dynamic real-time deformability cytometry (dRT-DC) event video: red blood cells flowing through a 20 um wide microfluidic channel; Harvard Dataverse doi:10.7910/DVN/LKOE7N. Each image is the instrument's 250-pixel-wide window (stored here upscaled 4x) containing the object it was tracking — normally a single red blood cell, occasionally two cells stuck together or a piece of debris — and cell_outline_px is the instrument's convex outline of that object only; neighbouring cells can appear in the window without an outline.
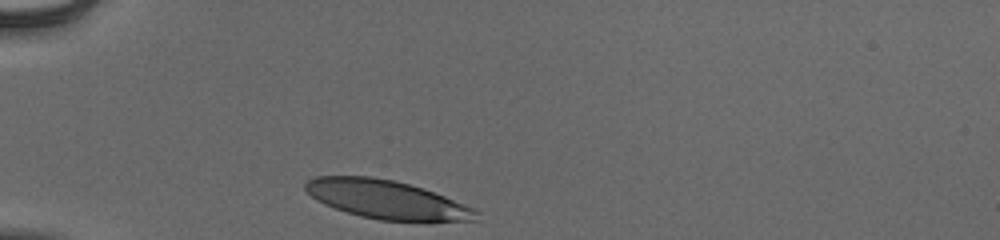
{"species": "human", "species_latin": "Homo sapiens", "temperature_condition": "cold", "stored_images_in_passage": 30, "camera_frame_rate_fps": 3000, "um_per_image_px": 0.085, "donor": {"sex": "male"}, "frame": {"image": 1, "passage_image": 1, "time_ms": 0.0, "image_size_px": [1000, 240], "cell_outline_px": [[480, 212], [476, 220], [380, 220], [360, 216], [324, 204], [316, 200], [304, 188], [304, 184], [308, 180], [316, 176], [368, 176], [392, 180], [408, 184], [444, 196], [472, 208]], "centroid_in_image_um": [32.79, 16.95], "position_along_channel_um": 52.2, "area_um2": 37.45}}
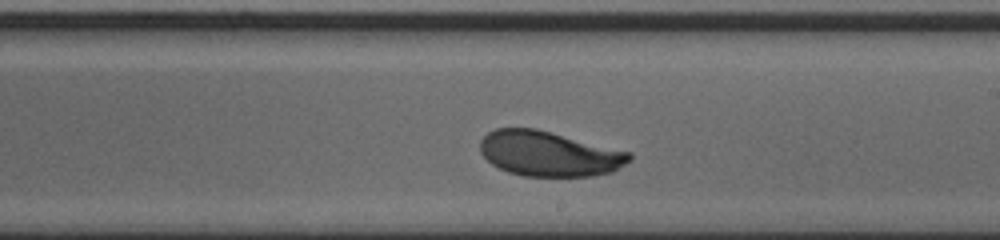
{"frame": {"image": 2, "passage_image": 18, "time_ms": 5.667, "image_size_px": [1000, 240], "cell_outline_px": [[632, 160], [612, 172], [592, 176], [524, 176], [508, 172], [492, 164], [480, 152], [480, 140], [488, 132], [496, 128], [536, 128], [632, 152]], "centroid_in_image_um": [46.69, 13.06], "position_along_channel_um": 242.3, "area_um2": 39.36}}
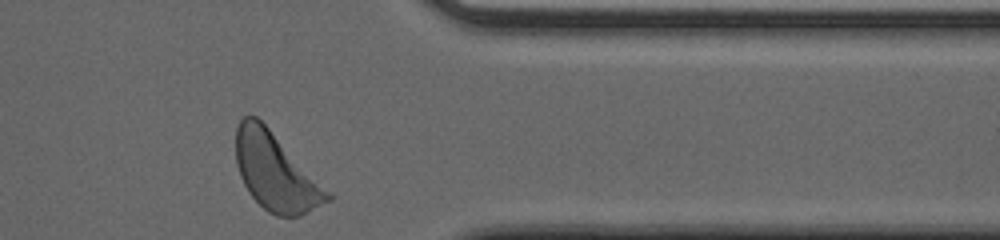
{"frame": {"image": 3, "passage_image": 30, "time_ms": 9.667, "image_size_px": [1000, 240], "cell_outline_px": [[332, 200], [296, 216], [276, 216], [268, 212], [248, 192], [240, 176], [236, 164], [236, 128], [240, 120], [244, 116], [256, 116], [332, 192]], "centroid_in_image_um": [23.43, 14.62], "position_along_channel_um": 388.0, "area_um2": 40.81}, "authors_computed_cell_mechanics": {"area_um2": 39.6219, "velocity_mm_per_s": 3.8244, "shape_relaxation_time_tau1_ms": 2.2598, "shape_relaxation_time_tau2_ms": null, "deformation_change_tau1": 0.123, "deformation_change_tau2": null}}